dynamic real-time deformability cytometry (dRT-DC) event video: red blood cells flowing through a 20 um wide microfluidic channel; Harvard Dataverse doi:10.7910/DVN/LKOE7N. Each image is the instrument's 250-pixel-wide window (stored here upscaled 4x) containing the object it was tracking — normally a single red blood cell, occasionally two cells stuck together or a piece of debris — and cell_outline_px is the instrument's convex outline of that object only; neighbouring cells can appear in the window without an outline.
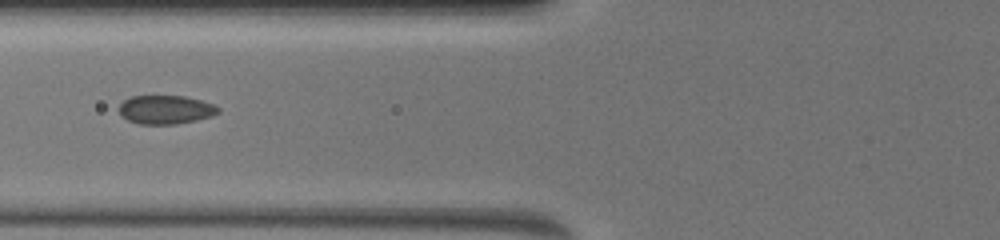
{"species": "common noctule bat (a hibernating species)", "species_latin": "Nyctalus noctula", "temperature_condition": "warm", "stored_images_in_passage": 18, "camera_frame_rate_fps": 3000, "um_per_image_px": 0.085, "animal": {"sex": "female", "body_mass_g": 19.5, "forearm_length_mm": 54.1}, "frame": {"image": 1, "passage_image": 3, "time_ms": 1.333, "image_size_px": [1000, 240], "cell_outline_px": [[220, 112], [212, 116], [196, 120], [176, 124], [140, 124], [128, 120], [120, 116], [120, 104], [124, 100], [132, 96], [184, 96], [200, 100], [212, 104], [220, 108]], "centroid_in_image_um": [14.08, 9.32], "position_along_channel_um": 111.7, "area_um2": 16.53}}
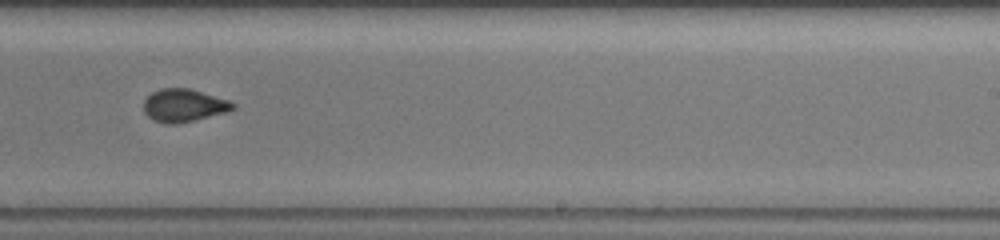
{"frame": {"image": 2, "passage_image": 8, "time_ms": 5.333, "image_size_px": [1000, 240], "cell_outline_px": [[236, 108], [224, 112], [176, 124], [168, 124], [156, 120], [148, 116], [144, 112], [144, 100], [152, 92], [160, 88], [192, 88], [228, 100], [236, 104]], "centroid_in_image_um": [15.62, 8.93], "position_along_channel_um": 273.4, "area_um2": 16.88}}
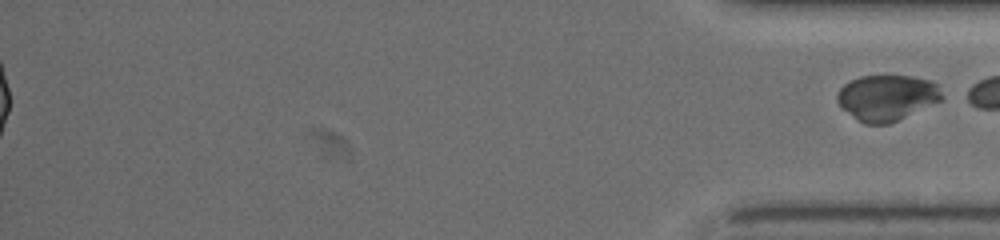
{"frame": {"image": 3, "passage_image": 18, "time_ms": 11.667, "image_size_px": [1000, 240], "cell_outline_px": [[944, 100], [888, 124], [864, 124], [844, 108], [836, 100], [836, 96], [840, 88], [844, 84], [860, 76], [912, 76], [932, 80], [936, 84], [944, 96]], "centroid_in_image_um": [75.44, 8.29], "position_along_channel_um": 359.8, "area_um2": 27.8}}